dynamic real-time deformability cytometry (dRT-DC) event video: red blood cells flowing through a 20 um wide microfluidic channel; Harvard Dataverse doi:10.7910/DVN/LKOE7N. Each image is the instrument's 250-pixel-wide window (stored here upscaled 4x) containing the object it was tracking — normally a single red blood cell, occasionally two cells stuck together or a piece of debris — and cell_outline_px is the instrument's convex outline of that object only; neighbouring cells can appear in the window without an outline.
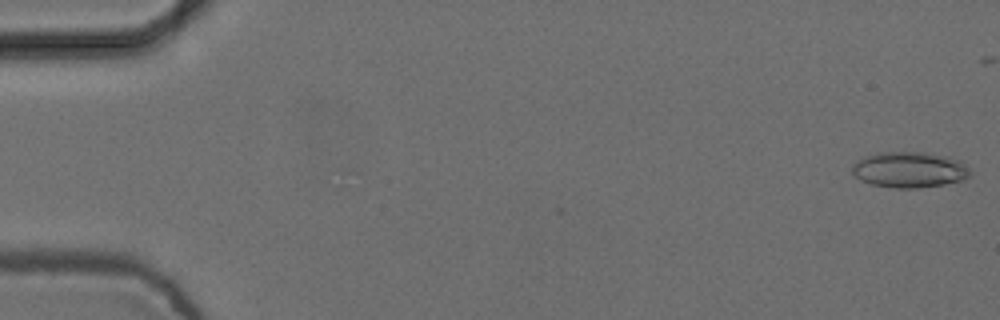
{"species": "common noctule bat (a hibernating species)", "species_latin": "Nyctalus noctula", "temperature_condition": "cold", "stored_images_in_passage": 52, "camera_frame_rate_fps": 3000, "um_per_image_px": 0.085, "animal": {"sex": "female", "body_mass_g": 24.6, "forearm_length_mm": 56.2}, "frame": {"image": 1, "passage_image": 1, "time_ms": 0.0, "image_size_px": [1000, 320], "cell_outline_px": [[968, 176], [964, 180], [944, 184], [916, 188], [892, 188], [872, 184], [860, 180], [852, 172], [852, 164], [864, 156], [876, 152], [924, 152], [948, 156], [960, 160], [968, 168]], "centroid_in_image_um": [77.27, 14.42], "position_along_channel_um": 7.7, "area_um2": 24.68}}
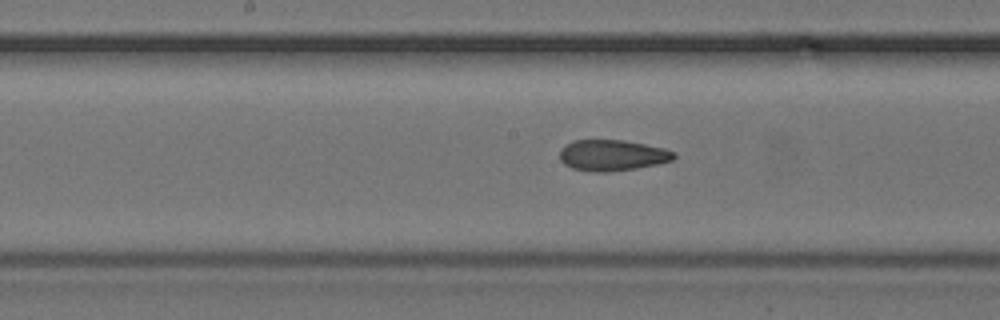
{"frame": {"image": 2, "passage_image": 28, "time_ms": 9.0, "image_size_px": [1000, 320], "cell_outline_px": [[676, 156], [672, 160], [656, 164], [636, 168], [608, 172], [592, 172], [572, 168], [564, 164], [560, 160], [560, 148], [564, 144], [572, 140], [624, 140], [664, 148], [676, 152]], "centroid_in_image_um": [52.01, 13.19], "position_along_channel_um": 196.2, "area_um2": 20.75}}
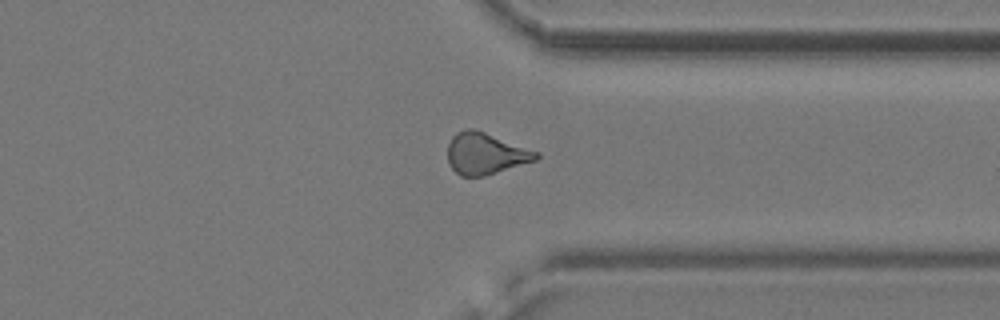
{"frame": {"image": 3, "passage_image": 42, "time_ms": 13.667, "image_size_px": [1000, 320], "cell_outline_px": [[540, 156], [536, 160], [484, 176], [460, 176], [448, 164], [448, 144], [452, 136], [456, 132], [464, 128], [472, 128], [484, 132], [540, 152]], "centroid_in_image_um": [41.25, 13.05], "position_along_channel_um": 370.1, "area_um2": 21.39}, "authors_computed_cell_mechanics": {"area_um2": 21.0392, "velocity_mm_per_s": 3.7537, "shape_relaxation_time_tau1_ms": null, "shape_relaxation_time_tau2_ms": 3.2979, "deformation_change_tau1": null, "deformation_change_tau2": 0.1032}}